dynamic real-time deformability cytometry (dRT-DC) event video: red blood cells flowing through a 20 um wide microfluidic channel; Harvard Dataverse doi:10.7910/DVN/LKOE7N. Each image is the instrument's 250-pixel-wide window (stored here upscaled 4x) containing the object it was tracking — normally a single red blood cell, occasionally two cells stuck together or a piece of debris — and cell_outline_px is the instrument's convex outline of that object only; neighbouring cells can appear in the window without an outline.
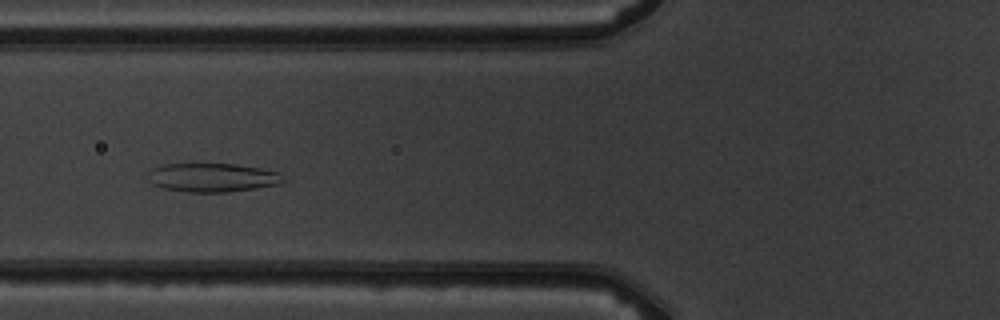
{"species": "common noctule bat (a hibernating species)", "species_latin": "Nyctalus noctula", "temperature_condition": "warm", "stored_images_in_passage": 7, "camera_frame_rate_fps": 3000, "um_per_image_px": 0.085, "animal": {"sex": "male", "body_mass_g": 19.5, "forearm_length_mm": 54.6}, "frame": {"image": 1, "passage_image": 5, "time_ms": 4.667, "image_size_px": [1000, 320], "cell_outline_px": [[284, 180], [276, 184], [256, 188], [228, 192], [188, 192], [164, 188], [152, 184], [148, 180], [148, 172], [152, 168], [164, 164], [236, 164], [260, 168], [280, 172], [284, 176]], "centroid_in_image_um": [18.04, 15.09], "position_along_channel_um": 107.8, "area_um2": 22.66}}